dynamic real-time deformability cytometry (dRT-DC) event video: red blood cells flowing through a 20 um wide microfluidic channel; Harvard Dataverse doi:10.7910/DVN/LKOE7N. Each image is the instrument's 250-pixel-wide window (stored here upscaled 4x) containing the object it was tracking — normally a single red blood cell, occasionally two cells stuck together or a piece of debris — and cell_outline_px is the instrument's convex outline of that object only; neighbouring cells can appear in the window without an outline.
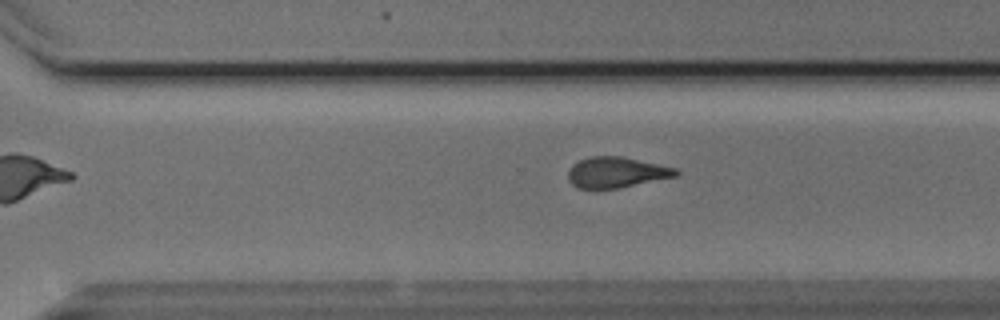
{"species": "Egyptian fruit bat (a non-hibernating species)", "species_latin": "Rousettus aegyptiacus", "temperature_condition": "cold", "stored_images_in_passage": 9, "camera_frame_rate_fps": 3000, "um_per_image_px": 0.085, "animal": {"sex": "male"}, "frame": {"image": 1, "passage_image": 8, "time_ms": 2.333, "image_size_px": [1000, 320], "cell_outline_px": [[680, 172], [676, 176], [620, 188], [576, 188], [568, 180], [568, 172], [572, 164], [580, 160], [592, 156], [620, 156], [676, 168]], "centroid_in_image_um": [52.37, 14.65], "position_along_channel_um": 318.2, "area_um2": 19.13}}